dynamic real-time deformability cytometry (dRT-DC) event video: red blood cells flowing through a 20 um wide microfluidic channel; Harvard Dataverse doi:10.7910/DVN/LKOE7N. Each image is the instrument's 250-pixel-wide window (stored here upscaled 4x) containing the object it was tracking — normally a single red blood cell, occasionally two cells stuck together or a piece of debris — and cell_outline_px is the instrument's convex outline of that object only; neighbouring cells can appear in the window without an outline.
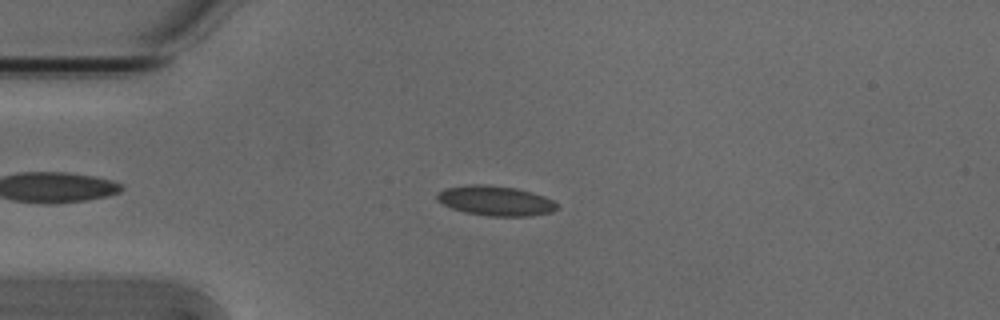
{"species": "Egyptian fruit bat (a non-hibernating species)", "species_latin": "Rousettus aegyptiacus", "temperature_condition": "cold", "stored_images_in_passage": 45, "camera_frame_rate_fps": 3000, "um_per_image_px": 0.085, "animal": {"sex": "male"}, "frame": {"image": 1, "passage_image": 5, "time_ms": 1.333, "image_size_px": [1000, 320], "cell_outline_px": [[560, 208], [552, 212], [528, 216], [488, 216], [464, 212], [452, 208], [436, 200], [436, 192], [444, 188], [468, 184], [484, 184], [516, 188], [544, 196], [552, 200]], "centroid_in_image_um": [42.08, 17.06], "position_along_channel_um": 42.9, "area_um2": 20.98}}
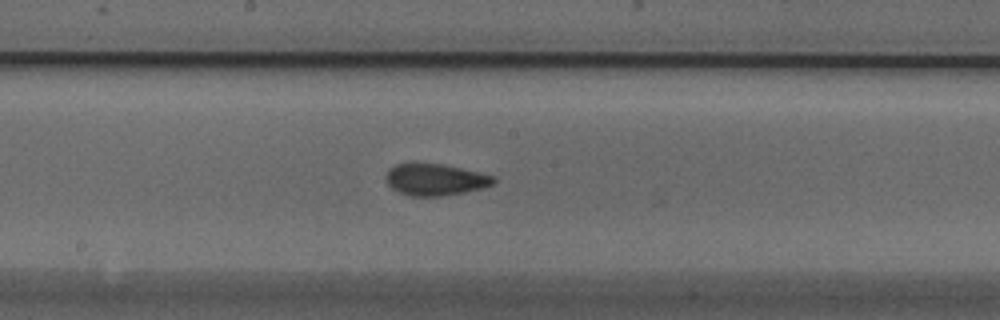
{"frame": {"image": 2, "passage_image": 20, "time_ms": 6.333, "image_size_px": [1000, 320], "cell_outline_px": [[496, 184], [484, 188], [444, 196], [408, 196], [392, 188], [388, 184], [384, 176], [388, 168], [396, 164], [412, 160], [416, 160], [440, 164], [480, 172], [496, 176]], "centroid_in_image_um": [36.97, 15.23], "position_along_channel_um": 211.2, "area_um2": 20.69}}
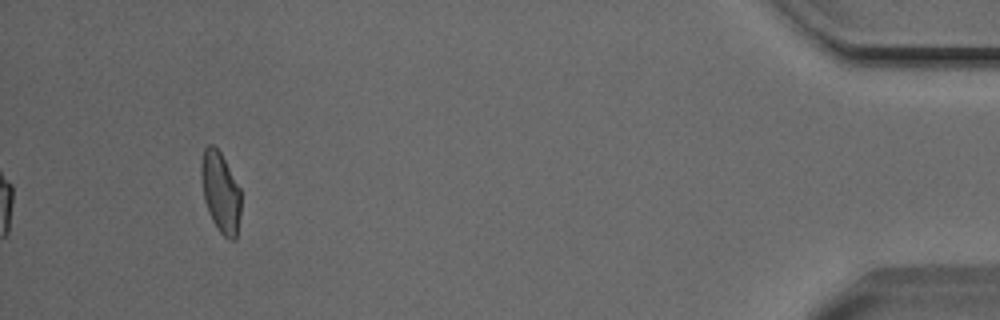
{"frame": {"image": 3, "passage_image": 42, "time_ms": 13.667, "image_size_px": [1000, 320], "cell_outline_px": [[240, 216], [236, 240], [228, 240], [220, 232], [212, 220], [208, 212], [204, 200], [200, 172], [200, 160], [204, 148], [208, 144], [212, 144], [220, 152], [240, 188]], "centroid_in_image_um": [18.73, 16.34], "position_along_channel_um": 416.5, "area_um2": 18.79}, "authors_computed_cell_mechanics": {"area_um2": 19.652, "velocity_mm_per_s": 3.8033, "shape_relaxation_time_tau1_ms": 5.0218, "shape_relaxation_time_tau2_ms": 1.1783, "deformation_change_tau1": 0.1149, "deformation_change_tau2": 0.047}}